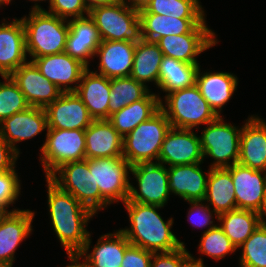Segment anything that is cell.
<instances>
[{
  "label": "cell",
  "mask_w": 266,
  "mask_h": 267,
  "mask_svg": "<svg viewBox=\"0 0 266 267\" xmlns=\"http://www.w3.org/2000/svg\"><path fill=\"white\" fill-rule=\"evenodd\" d=\"M45 181L50 224L69 261L83 249L90 233L88 223L97 215L72 194L61 190L48 177Z\"/></svg>",
  "instance_id": "obj_1"
},
{
  "label": "cell",
  "mask_w": 266,
  "mask_h": 267,
  "mask_svg": "<svg viewBox=\"0 0 266 267\" xmlns=\"http://www.w3.org/2000/svg\"><path fill=\"white\" fill-rule=\"evenodd\" d=\"M129 227L119 230L131 245L141 247L153 253L170 252L186 246L172 231L174 218H162L159 212L164 207L125 201ZM159 212V213H158Z\"/></svg>",
  "instance_id": "obj_2"
},
{
  "label": "cell",
  "mask_w": 266,
  "mask_h": 267,
  "mask_svg": "<svg viewBox=\"0 0 266 267\" xmlns=\"http://www.w3.org/2000/svg\"><path fill=\"white\" fill-rule=\"evenodd\" d=\"M24 30L26 51L29 61L65 52L69 22L44 9H30L28 15L21 17Z\"/></svg>",
  "instance_id": "obj_3"
},
{
  "label": "cell",
  "mask_w": 266,
  "mask_h": 267,
  "mask_svg": "<svg viewBox=\"0 0 266 267\" xmlns=\"http://www.w3.org/2000/svg\"><path fill=\"white\" fill-rule=\"evenodd\" d=\"M162 97L160 109L166 114L171 127L198 130L201 125L205 126L218 117L196 84Z\"/></svg>",
  "instance_id": "obj_4"
},
{
  "label": "cell",
  "mask_w": 266,
  "mask_h": 267,
  "mask_svg": "<svg viewBox=\"0 0 266 267\" xmlns=\"http://www.w3.org/2000/svg\"><path fill=\"white\" fill-rule=\"evenodd\" d=\"M61 190L72 194L94 215L111 205L101 196L93 178V159L68 162L57 168L49 177Z\"/></svg>",
  "instance_id": "obj_5"
},
{
  "label": "cell",
  "mask_w": 266,
  "mask_h": 267,
  "mask_svg": "<svg viewBox=\"0 0 266 267\" xmlns=\"http://www.w3.org/2000/svg\"><path fill=\"white\" fill-rule=\"evenodd\" d=\"M171 124L160 109L149 120L141 122L123 137V158L132 166L158 162L162 143Z\"/></svg>",
  "instance_id": "obj_6"
},
{
  "label": "cell",
  "mask_w": 266,
  "mask_h": 267,
  "mask_svg": "<svg viewBox=\"0 0 266 267\" xmlns=\"http://www.w3.org/2000/svg\"><path fill=\"white\" fill-rule=\"evenodd\" d=\"M203 127L199 135L201 149L205 159L211 158L208 167L228 168L238 163L240 155V134L243 127L227 123L224 116H218L214 121ZM213 159V160H212Z\"/></svg>",
  "instance_id": "obj_7"
},
{
  "label": "cell",
  "mask_w": 266,
  "mask_h": 267,
  "mask_svg": "<svg viewBox=\"0 0 266 267\" xmlns=\"http://www.w3.org/2000/svg\"><path fill=\"white\" fill-rule=\"evenodd\" d=\"M94 20L101 41H130L138 43L142 38L139 11L122 0L89 11Z\"/></svg>",
  "instance_id": "obj_8"
},
{
  "label": "cell",
  "mask_w": 266,
  "mask_h": 267,
  "mask_svg": "<svg viewBox=\"0 0 266 267\" xmlns=\"http://www.w3.org/2000/svg\"><path fill=\"white\" fill-rule=\"evenodd\" d=\"M85 148V130L48 129L38 155L45 178L65 163L85 160Z\"/></svg>",
  "instance_id": "obj_9"
},
{
  "label": "cell",
  "mask_w": 266,
  "mask_h": 267,
  "mask_svg": "<svg viewBox=\"0 0 266 267\" xmlns=\"http://www.w3.org/2000/svg\"><path fill=\"white\" fill-rule=\"evenodd\" d=\"M129 196L126 201L165 207L170 199L168 167L159 162L132 165Z\"/></svg>",
  "instance_id": "obj_10"
},
{
  "label": "cell",
  "mask_w": 266,
  "mask_h": 267,
  "mask_svg": "<svg viewBox=\"0 0 266 267\" xmlns=\"http://www.w3.org/2000/svg\"><path fill=\"white\" fill-rule=\"evenodd\" d=\"M131 165L123 157L93 159V178L110 204H123L129 196Z\"/></svg>",
  "instance_id": "obj_11"
},
{
  "label": "cell",
  "mask_w": 266,
  "mask_h": 267,
  "mask_svg": "<svg viewBox=\"0 0 266 267\" xmlns=\"http://www.w3.org/2000/svg\"><path fill=\"white\" fill-rule=\"evenodd\" d=\"M214 30L209 26H195L189 33L167 35L159 38L156 43L165 56L189 64H200L198 56L220 41Z\"/></svg>",
  "instance_id": "obj_12"
},
{
  "label": "cell",
  "mask_w": 266,
  "mask_h": 267,
  "mask_svg": "<svg viewBox=\"0 0 266 267\" xmlns=\"http://www.w3.org/2000/svg\"><path fill=\"white\" fill-rule=\"evenodd\" d=\"M92 234L91 231L83 249L73 260L81 267H121L124 252L131 245L126 236L116 229L99 236L94 246L91 244Z\"/></svg>",
  "instance_id": "obj_13"
},
{
  "label": "cell",
  "mask_w": 266,
  "mask_h": 267,
  "mask_svg": "<svg viewBox=\"0 0 266 267\" xmlns=\"http://www.w3.org/2000/svg\"><path fill=\"white\" fill-rule=\"evenodd\" d=\"M198 131L171 127L162 143L158 162L167 167L204 163Z\"/></svg>",
  "instance_id": "obj_14"
},
{
  "label": "cell",
  "mask_w": 266,
  "mask_h": 267,
  "mask_svg": "<svg viewBox=\"0 0 266 267\" xmlns=\"http://www.w3.org/2000/svg\"><path fill=\"white\" fill-rule=\"evenodd\" d=\"M35 211L20 209L0 217V264L14 265L16 251L32 235Z\"/></svg>",
  "instance_id": "obj_15"
},
{
  "label": "cell",
  "mask_w": 266,
  "mask_h": 267,
  "mask_svg": "<svg viewBox=\"0 0 266 267\" xmlns=\"http://www.w3.org/2000/svg\"><path fill=\"white\" fill-rule=\"evenodd\" d=\"M48 122L44 108L30 106L0 123V132L5 141L20 155V142L28 141L47 132Z\"/></svg>",
  "instance_id": "obj_16"
},
{
  "label": "cell",
  "mask_w": 266,
  "mask_h": 267,
  "mask_svg": "<svg viewBox=\"0 0 266 267\" xmlns=\"http://www.w3.org/2000/svg\"><path fill=\"white\" fill-rule=\"evenodd\" d=\"M31 61L62 93L75 92L82 73L87 68L66 52L33 58Z\"/></svg>",
  "instance_id": "obj_17"
},
{
  "label": "cell",
  "mask_w": 266,
  "mask_h": 267,
  "mask_svg": "<svg viewBox=\"0 0 266 267\" xmlns=\"http://www.w3.org/2000/svg\"><path fill=\"white\" fill-rule=\"evenodd\" d=\"M30 106L46 108L62 91L45 76L32 61L21 65L11 75Z\"/></svg>",
  "instance_id": "obj_18"
},
{
  "label": "cell",
  "mask_w": 266,
  "mask_h": 267,
  "mask_svg": "<svg viewBox=\"0 0 266 267\" xmlns=\"http://www.w3.org/2000/svg\"><path fill=\"white\" fill-rule=\"evenodd\" d=\"M45 111L48 129L85 130L94 121L75 92L62 93Z\"/></svg>",
  "instance_id": "obj_19"
},
{
  "label": "cell",
  "mask_w": 266,
  "mask_h": 267,
  "mask_svg": "<svg viewBox=\"0 0 266 267\" xmlns=\"http://www.w3.org/2000/svg\"><path fill=\"white\" fill-rule=\"evenodd\" d=\"M3 20V21H2ZM0 24V76L11 75L29 61L21 18H3Z\"/></svg>",
  "instance_id": "obj_20"
},
{
  "label": "cell",
  "mask_w": 266,
  "mask_h": 267,
  "mask_svg": "<svg viewBox=\"0 0 266 267\" xmlns=\"http://www.w3.org/2000/svg\"><path fill=\"white\" fill-rule=\"evenodd\" d=\"M227 169L234 184L236 209L257 212L266 192V172L239 163Z\"/></svg>",
  "instance_id": "obj_21"
},
{
  "label": "cell",
  "mask_w": 266,
  "mask_h": 267,
  "mask_svg": "<svg viewBox=\"0 0 266 267\" xmlns=\"http://www.w3.org/2000/svg\"><path fill=\"white\" fill-rule=\"evenodd\" d=\"M238 79L239 78L232 72H215V70L203 71L200 65L196 74L195 84L215 114L217 116H225L222 114L224 111L223 109L233 98L238 88Z\"/></svg>",
  "instance_id": "obj_22"
},
{
  "label": "cell",
  "mask_w": 266,
  "mask_h": 267,
  "mask_svg": "<svg viewBox=\"0 0 266 267\" xmlns=\"http://www.w3.org/2000/svg\"><path fill=\"white\" fill-rule=\"evenodd\" d=\"M238 163L266 172V120L261 115L251 114L243 122Z\"/></svg>",
  "instance_id": "obj_23"
},
{
  "label": "cell",
  "mask_w": 266,
  "mask_h": 267,
  "mask_svg": "<svg viewBox=\"0 0 266 267\" xmlns=\"http://www.w3.org/2000/svg\"><path fill=\"white\" fill-rule=\"evenodd\" d=\"M135 48L130 41H101L94 55L98 69L93 71L109 79L130 76Z\"/></svg>",
  "instance_id": "obj_24"
},
{
  "label": "cell",
  "mask_w": 266,
  "mask_h": 267,
  "mask_svg": "<svg viewBox=\"0 0 266 267\" xmlns=\"http://www.w3.org/2000/svg\"><path fill=\"white\" fill-rule=\"evenodd\" d=\"M202 164L168 167V185L171 196H178L184 202L204 200L211 168L209 167L206 171L202 169Z\"/></svg>",
  "instance_id": "obj_25"
},
{
  "label": "cell",
  "mask_w": 266,
  "mask_h": 267,
  "mask_svg": "<svg viewBox=\"0 0 266 267\" xmlns=\"http://www.w3.org/2000/svg\"><path fill=\"white\" fill-rule=\"evenodd\" d=\"M69 31L66 38L65 52L79 60L86 67H91V60L101 44L94 20L88 15L68 20Z\"/></svg>",
  "instance_id": "obj_26"
},
{
  "label": "cell",
  "mask_w": 266,
  "mask_h": 267,
  "mask_svg": "<svg viewBox=\"0 0 266 267\" xmlns=\"http://www.w3.org/2000/svg\"><path fill=\"white\" fill-rule=\"evenodd\" d=\"M110 79L87 67L75 94L83 101L94 120H108Z\"/></svg>",
  "instance_id": "obj_27"
},
{
  "label": "cell",
  "mask_w": 266,
  "mask_h": 267,
  "mask_svg": "<svg viewBox=\"0 0 266 267\" xmlns=\"http://www.w3.org/2000/svg\"><path fill=\"white\" fill-rule=\"evenodd\" d=\"M85 159L123 157V137L108 120H94L85 129Z\"/></svg>",
  "instance_id": "obj_28"
},
{
  "label": "cell",
  "mask_w": 266,
  "mask_h": 267,
  "mask_svg": "<svg viewBox=\"0 0 266 267\" xmlns=\"http://www.w3.org/2000/svg\"><path fill=\"white\" fill-rule=\"evenodd\" d=\"M142 38L156 42L167 35L189 33L195 26H208L207 18H175L154 13H139Z\"/></svg>",
  "instance_id": "obj_29"
},
{
  "label": "cell",
  "mask_w": 266,
  "mask_h": 267,
  "mask_svg": "<svg viewBox=\"0 0 266 267\" xmlns=\"http://www.w3.org/2000/svg\"><path fill=\"white\" fill-rule=\"evenodd\" d=\"M160 110V98L150 91L143 99L131 103L110 115L108 121L124 137L141 122L149 120Z\"/></svg>",
  "instance_id": "obj_30"
},
{
  "label": "cell",
  "mask_w": 266,
  "mask_h": 267,
  "mask_svg": "<svg viewBox=\"0 0 266 267\" xmlns=\"http://www.w3.org/2000/svg\"><path fill=\"white\" fill-rule=\"evenodd\" d=\"M204 201L218 216L236 209L234 184L227 168L210 170Z\"/></svg>",
  "instance_id": "obj_31"
},
{
  "label": "cell",
  "mask_w": 266,
  "mask_h": 267,
  "mask_svg": "<svg viewBox=\"0 0 266 267\" xmlns=\"http://www.w3.org/2000/svg\"><path fill=\"white\" fill-rule=\"evenodd\" d=\"M164 54L158 44L152 41L141 40L136 43L133 57L131 77L145 84L148 88L150 82L158 88L159 69Z\"/></svg>",
  "instance_id": "obj_32"
},
{
  "label": "cell",
  "mask_w": 266,
  "mask_h": 267,
  "mask_svg": "<svg viewBox=\"0 0 266 267\" xmlns=\"http://www.w3.org/2000/svg\"><path fill=\"white\" fill-rule=\"evenodd\" d=\"M200 64H189L165 56L159 69V82L156 94L161 100V93H171L186 87L193 86L196 82V74Z\"/></svg>",
  "instance_id": "obj_33"
},
{
  "label": "cell",
  "mask_w": 266,
  "mask_h": 267,
  "mask_svg": "<svg viewBox=\"0 0 266 267\" xmlns=\"http://www.w3.org/2000/svg\"><path fill=\"white\" fill-rule=\"evenodd\" d=\"M218 225L238 249L260 225L255 211L234 209L218 216Z\"/></svg>",
  "instance_id": "obj_34"
},
{
  "label": "cell",
  "mask_w": 266,
  "mask_h": 267,
  "mask_svg": "<svg viewBox=\"0 0 266 267\" xmlns=\"http://www.w3.org/2000/svg\"><path fill=\"white\" fill-rule=\"evenodd\" d=\"M110 98L108 104V119L110 115L125 106L143 99L151 89L136 81L131 76L110 79Z\"/></svg>",
  "instance_id": "obj_35"
},
{
  "label": "cell",
  "mask_w": 266,
  "mask_h": 267,
  "mask_svg": "<svg viewBox=\"0 0 266 267\" xmlns=\"http://www.w3.org/2000/svg\"><path fill=\"white\" fill-rule=\"evenodd\" d=\"M200 0H151L139 13H154L175 18H206Z\"/></svg>",
  "instance_id": "obj_36"
},
{
  "label": "cell",
  "mask_w": 266,
  "mask_h": 267,
  "mask_svg": "<svg viewBox=\"0 0 266 267\" xmlns=\"http://www.w3.org/2000/svg\"><path fill=\"white\" fill-rule=\"evenodd\" d=\"M237 251L239 267H266V225H259Z\"/></svg>",
  "instance_id": "obj_37"
},
{
  "label": "cell",
  "mask_w": 266,
  "mask_h": 267,
  "mask_svg": "<svg viewBox=\"0 0 266 267\" xmlns=\"http://www.w3.org/2000/svg\"><path fill=\"white\" fill-rule=\"evenodd\" d=\"M197 251L200 255H205L218 262L230 254H235L237 248L217 225L201 234Z\"/></svg>",
  "instance_id": "obj_38"
},
{
  "label": "cell",
  "mask_w": 266,
  "mask_h": 267,
  "mask_svg": "<svg viewBox=\"0 0 266 267\" xmlns=\"http://www.w3.org/2000/svg\"><path fill=\"white\" fill-rule=\"evenodd\" d=\"M0 80V123L10 116L24 111L30 105L10 75ZM2 81V82H1Z\"/></svg>",
  "instance_id": "obj_39"
},
{
  "label": "cell",
  "mask_w": 266,
  "mask_h": 267,
  "mask_svg": "<svg viewBox=\"0 0 266 267\" xmlns=\"http://www.w3.org/2000/svg\"><path fill=\"white\" fill-rule=\"evenodd\" d=\"M17 171L15 167L13 170L0 172V208L5 212L20 210L14 206L21 197L22 188V181Z\"/></svg>",
  "instance_id": "obj_40"
},
{
  "label": "cell",
  "mask_w": 266,
  "mask_h": 267,
  "mask_svg": "<svg viewBox=\"0 0 266 267\" xmlns=\"http://www.w3.org/2000/svg\"><path fill=\"white\" fill-rule=\"evenodd\" d=\"M187 203L190 207L187 211V221L190 222V225L194 228L205 229L201 234L218 225V223H216L218 222V215L204 200L187 201Z\"/></svg>",
  "instance_id": "obj_41"
},
{
  "label": "cell",
  "mask_w": 266,
  "mask_h": 267,
  "mask_svg": "<svg viewBox=\"0 0 266 267\" xmlns=\"http://www.w3.org/2000/svg\"><path fill=\"white\" fill-rule=\"evenodd\" d=\"M48 9L44 10L59 18L71 20L73 18H81L89 15L83 0H49Z\"/></svg>",
  "instance_id": "obj_42"
},
{
  "label": "cell",
  "mask_w": 266,
  "mask_h": 267,
  "mask_svg": "<svg viewBox=\"0 0 266 267\" xmlns=\"http://www.w3.org/2000/svg\"><path fill=\"white\" fill-rule=\"evenodd\" d=\"M190 253L184 245L174 251L153 253L150 267H181Z\"/></svg>",
  "instance_id": "obj_43"
},
{
  "label": "cell",
  "mask_w": 266,
  "mask_h": 267,
  "mask_svg": "<svg viewBox=\"0 0 266 267\" xmlns=\"http://www.w3.org/2000/svg\"><path fill=\"white\" fill-rule=\"evenodd\" d=\"M153 252L130 245L124 252L121 267H150Z\"/></svg>",
  "instance_id": "obj_44"
},
{
  "label": "cell",
  "mask_w": 266,
  "mask_h": 267,
  "mask_svg": "<svg viewBox=\"0 0 266 267\" xmlns=\"http://www.w3.org/2000/svg\"><path fill=\"white\" fill-rule=\"evenodd\" d=\"M20 155L5 141L0 132V172L13 170Z\"/></svg>",
  "instance_id": "obj_45"
},
{
  "label": "cell",
  "mask_w": 266,
  "mask_h": 267,
  "mask_svg": "<svg viewBox=\"0 0 266 267\" xmlns=\"http://www.w3.org/2000/svg\"><path fill=\"white\" fill-rule=\"evenodd\" d=\"M118 1L119 0H83L88 11H91L95 7L112 5Z\"/></svg>",
  "instance_id": "obj_46"
},
{
  "label": "cell",
  "mask_w": 266,
  "mask_h": 267,
  "mask_svg": "<svg viewBox=\"0 0 266 267\" xmlns=\"http://www.w3.org/2000/svg\"><path fill=\"white\" fill-rule=\"evenodd\" d=\"M200 258L193 256V254L190 253V256L183 262L181 267H206L204 264L202 256H199Z\"/></svg>",
  "instance_id": "obj_47"
},
{
  "label": "cell",
  "mask_w": 266,
  "mask_h": 267,
  "mask_svg": "<svg viewBox=\"0 0 266 267\" xmlns=\"http://www.w3.org/2000/svg\"><path fill=\"white\" fill-rule=\"evenodd\" d=\"M135 10H142L151 2V0H122Z\"/></svg>",
  "instance_id": "obj_48"
},
{
  "label": "cell",
  "mask_w": 266,
  "mask_h": 267,
  "mask_svg": "<svg viewBox=\"0 0 266 267\" xmlns=\"http://www.w3.org/2000/svg\"><path fill=\"white\" fill-rule=\"evenodd\" d=\"M256 213L258 215L260 225H266V192Z\"/></svg>",
  "instance_id": "obj_49"
},
{
  "label": "cell",
  "mask_w": 266,
  "mask_h": 267,
  "mask_svg": "<svg viewBox=\"0 0 266 267\" xmlns=\"http://www.w3.org/2000/svg\"><path fill=\"white\" fill-rule=\"evenodd\" d=\"M29 2H31V3H34L33 4V6H30L31 8H29V10L30 9H34V10H39V9H44L42 6H41V2H46V1H48L49 2V0H28Z\"/></svg>",
  "instance_id": "obj_50"
},
{
  "label": "cell",
  "mask_w": 266,
  "mask_h": 267,
  "mask_svg": "<svg viewBox=\"0 0 266 267\" xmlns=\"http://www.w3.org/2000/svg\"><path fill=\"white\" fill-rule=\"evenodd\" d=\"M64 267H81L78 263H76L73 259H70L68 265Z\"/></svg>",
  "instance_id": "obj_51"
},
{
  "label": "cell",
  "mask_w": 266,
  "mask_h": 267,
  "mask_svg": "<svg viewBox=\"0 0 266 267\" xmlns=\"http://www.w3.org/2000/svg\"><path fill=\"white\" fill-rule=\"evenodd\" d=\"M5 5H9V4H11L12 5V3L11 2H13V0H1Z\"/></svg>",
  "instance_id": "obj_52"
},
{
  "label": "cell",
  "mask_w": 266,
  "mask_h": 267,
  "mask_svg": "<svg viewBox=\"0 0 266 267\" xmlns=\"http://www.w3.org/2000/svg\"><path fill=\"white\" fill-rule=\"evenodd\" d=\"M0 267H13L12 265L0 264Z\"/></svg>",
  "instance_id": "obj_53"
},
{
  "label": "cell",
  "mask_w": 266,
  "mask_h": 267,
  "mask_svg": "<svg viewBox=\"0 0 266 267\" xmlns=\"http://www.w3.org/2000/svg\"><path fill=\"white\" fill-rule=\"evenodd\" d=\"M3 5H4V7L6 6V5L0 0V9L3 7Z\"/></svg>",
  "instance_id": "obj_54"
},
{
  "label": "cell",
  "mask_w": 266,
  "mask_h": 267,
  "mask_svg": "<svg viewBox=\"0 0 266 267\" xmlns=\"http://www.w3.org/2000/svg\"><path fill=\"white\" fill-rule=\"evenodd\" d=\"M4 213H5V211L2 210V209L0 208V217H1Z\"/></svg>",
  "instance_id": "obj_55"
}]
</instances>
